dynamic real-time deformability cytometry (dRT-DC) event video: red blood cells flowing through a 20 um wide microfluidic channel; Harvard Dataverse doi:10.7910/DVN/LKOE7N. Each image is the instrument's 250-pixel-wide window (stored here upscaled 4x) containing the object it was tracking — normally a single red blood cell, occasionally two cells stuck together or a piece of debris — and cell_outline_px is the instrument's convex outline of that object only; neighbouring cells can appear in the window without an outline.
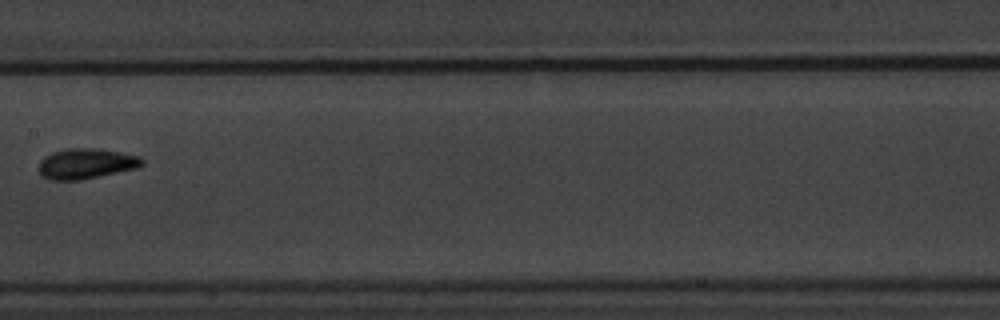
{"species": "common noctule bat (a hibernating species)", "species_latin": "Nyctalus noctula", "temperature_condition": "warm", "stored_images_in_passage": 9, "camera_frame_rate_fps": 3000, "um_per_image_px": 0.085, "animal": {"sex": "male", "body_mass_g": 20.1, "forearm_length_mm": 53.5}, "frame": {"image": 1, "passage_image": 8, "time_ms": 8.333, "image_size_px": [1000, 320], "cell_outline_px": [[144, 164], [136, 168], [80, 180], [52, 180], [40, 176], [40, 160], [44, 156], [52, 152], [68, 148], [92, 148], [120, 152], [140, 156], [144, 160]], "centroid_in_image_um": [7.31, 13.9], "position_along_channel_um": 200.1, "area_um2": 18.21}}